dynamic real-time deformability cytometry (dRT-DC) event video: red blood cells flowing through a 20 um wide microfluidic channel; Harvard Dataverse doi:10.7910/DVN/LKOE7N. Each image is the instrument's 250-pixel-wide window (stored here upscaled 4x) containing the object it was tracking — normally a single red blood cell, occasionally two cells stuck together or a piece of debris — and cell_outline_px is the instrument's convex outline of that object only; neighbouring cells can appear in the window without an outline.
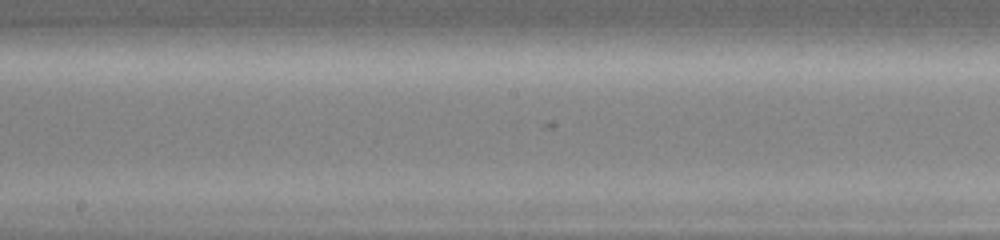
{"species": "common noctule bat (a hibernating species)", "species_latin": "Nyctalus noctula", "temperature_condition": "warm", "stored_images_in_passage": 12, "camera_frame_rate_fps": 3000, "um_per_image_px": 0.085, "animal": {"sex": "female", "body_mass_g": 19.0, "forearm_length_mm": 51.5}, "frame": {"image": 1, "passage_image": 12, "time_ms": 3.333, "image_size_px": [1000, 240], "cell_outline_px": [[784, 32], [768, 52], [720, 52], [648, 40], [624, 32]], "centroid_in_image_um": [60.92, 3.42], "position_along_channel_um": 187.3, "area_um2": 16.07}}